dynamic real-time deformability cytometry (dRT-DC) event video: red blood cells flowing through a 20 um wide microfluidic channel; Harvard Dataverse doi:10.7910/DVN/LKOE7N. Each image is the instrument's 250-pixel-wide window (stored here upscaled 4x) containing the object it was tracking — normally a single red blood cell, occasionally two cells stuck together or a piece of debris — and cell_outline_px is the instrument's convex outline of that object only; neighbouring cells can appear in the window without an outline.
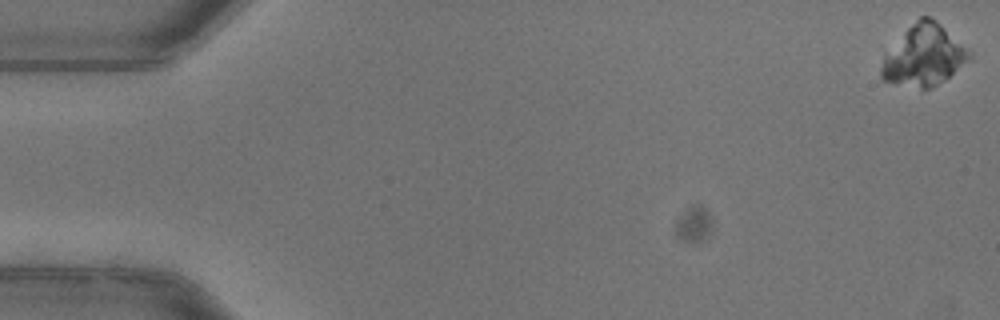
{"species": "common noctule bat (a hibernating species)", "species_latin": "Nyctalus noctula", "temperature_condition": "warm", "stored_images_in_passage": 10, "camera_frame_rate_fps": 3000, "um_per_image_px": 0.085, "animal": {"sex": "female"}, "frame": {"image": 1, "passage_image": 1, "time_ms": 0.0, "image_size_px": [1000, 320], "cell_outline_px": [[972, 60], [944, 80], [932, 88], [920, 88], [880, 80], [880, 68], [884, 52], [920, 16], [928, 16], [936, 20], [972, 56]], "centroid_in_image_um": [78.47, 4.74], "position_along_channel_um": 6.5, "area_um2": 30.92}}